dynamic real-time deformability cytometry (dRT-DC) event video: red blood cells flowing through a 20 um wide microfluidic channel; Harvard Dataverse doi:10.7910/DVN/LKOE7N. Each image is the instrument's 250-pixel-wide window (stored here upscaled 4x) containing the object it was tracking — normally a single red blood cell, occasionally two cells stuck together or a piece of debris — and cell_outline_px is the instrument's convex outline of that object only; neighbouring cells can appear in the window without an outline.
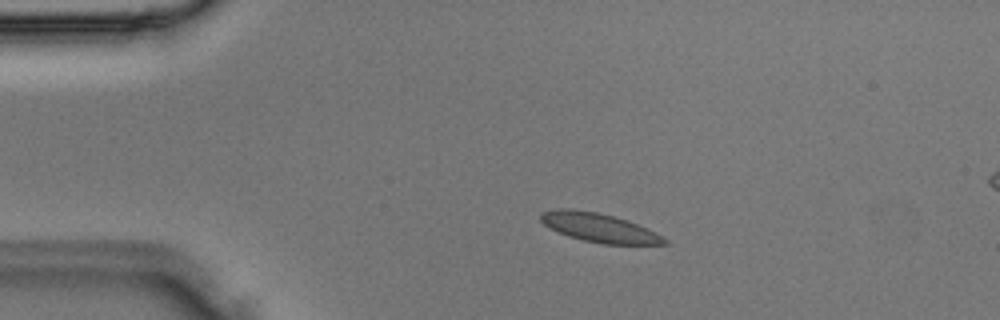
{"species": "Egyptian fruit bat (a non-hibernating species)", "species_latin": "Rousettus aegyptiacus", "temperature_condition": "room temperature", "stored_images_in_passage": 2, "camera_frame_rate_fps": 3000, "um_per_image_px": 0.085, "animal": {"sex": "male"}, "frame": {"image": 1, "passage_image": 1, "time_ms": 0.0, "image_size_px": [1000, 320], "cell_outline_px": [[668, 244], [604, 244], [584, 240], [568, 236], [544, 224], [540, 220], [540, 212], [556, 208], [572, 208], [596, 212], [628, 220], [648, 228], [656, 232], [668, 240]], "centroid_in_image_um": [50.93, 19.34], "position_along_channel_um": 34.1, "area_um2": 20.81}}